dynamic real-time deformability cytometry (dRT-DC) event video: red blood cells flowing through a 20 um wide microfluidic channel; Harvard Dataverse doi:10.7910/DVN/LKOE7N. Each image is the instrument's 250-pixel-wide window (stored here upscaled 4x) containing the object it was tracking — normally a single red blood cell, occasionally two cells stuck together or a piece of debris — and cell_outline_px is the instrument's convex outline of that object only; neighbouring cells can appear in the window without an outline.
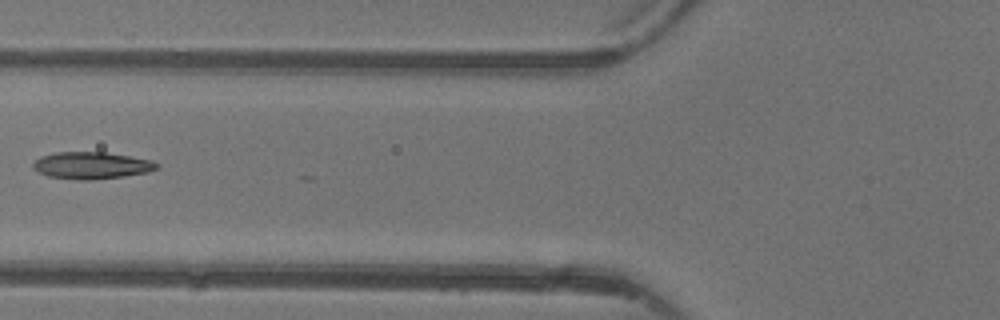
{"species": "common noctule bat (a hibernating species)", "species_latin": "Nyctalus noctula", "temperature_condition": "warm", "stored_images_in_passage": 6, "camera_frame_rate_fps": 3000, "um_per_image_px": 0.085, "animal": {"sex": "female"}, "frame": {"image": 1, "passage_image": 6, "time_ms": 5.667, "image_size_px": [1000, 320], "cell_outline_px": [[160, 164], [156, 168], [148, 172], [124, 176], [92, 180], [80, 180], [48, 176], [32, 168], [32, 164], [40, 156], [56, 152], [104, 152], [152, 160]], "centroid_in_image_um": [7.77, 14.06], "position_along_channel_um": 118.0, "area_um2": 19.36}}